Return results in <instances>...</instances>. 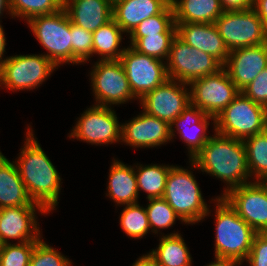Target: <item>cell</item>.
<instances>
[{
  "mask_svg": "<svg viewBox=\"0 0 267 266\" xmlns=\"http://www.w3.org/2000/svg\"><path fill=\"white\" fill-rule=\"evenodd\" d=\"M214 133L189 163L191 170L196 168L226 183L223 196L253 179L250 180L244 141Z\"/></svg>",
  "mask_w": 267,
  "mask_h": 266,
  "instance_id": "1",
  "label": "cell"
},
{
  "mask_svg": "<svg viewBox=\"0 0 267 266\" xmlns=\"http://www.w3.org/2000/svg\"><path fill=\"white\" fill-rule=\"evenodd\" d=\"M31 127H27L26 140L15 163L30 198L50 213L59 203L62 179Z\"/></svg>",
  "mask_w": 267,
  "mask_h": 266,
  "instance_id": "2",
  "label": "cell"
},
{
  "mask_svg": "<svg viewBox=\"0 0 267 266\" xmlns=\"http://www.w3.org/2000/svg\"><path fill=\"white\" fill-rule=\"evenodd\" d=\"M212 200L216 202L214 257L229 258L242 264L250 253L256 231L222 196Z\"/></svg>",
  "mask_w": 267,
  "mask_h": 266,
  "instance_id": "3",
  "label": "cell"
},
{
  "mask_svg": "<svg viewBox=\"0 0 267 266\" xmlns=\"http://www.w3.org/2000/svg\"><path fill=\"white\" fill-rule=\"evenodd\" d=\"M163 198L186 225L201 222L211 213L193 171L180 166L170 168Z\"/></svg>",
  "mask_w": 267,
  "mask_h": 266,
  "instance_id": "4",
  "label": "cell"
},
{
  "mask_svg": "<svg viewBox=\"0 0 267 266\" xmlns=\"http://www.w3.org/2000/svg\"><path fill=\"white\" fill-rule=\"evenodd\" d=\"M267 126V108L240 92L215 118V132L244 141L263 132Z\"/></svg>",
  "mask_w": 267,
  "mask_h": 266,
  "instance_id": "5",
  "label": "cell"
},
{
  "mask_svg": "<svg viewBox=\"0 0 267 266\" xmlns=\"http://www.w3.org/2000/svg\"><path fill=\"white\" fill-rule=\"evenodd\" d=\"M27 24L47 50L43 55L57 68L71 64V20L64 7L51 14L33 17Z\"/></svg>",
  "mask_w": 267,
  "mask_h": 266,
  "instance_id": "6",
  "label": "cell"
},
{
  "mask_svg": "<svg viewBox=\"0 0 267 266\" xmlns=\"http://www.w3.org/2000/svg\"><path fill=\"white\" fill-rule=\"evenodd\" d=\"M55 69L58 68L43 53L9 56L0 64V87L30 91L40 87Z\"/></svg>",
  "mask_w": 267,
  "mask_h": 266,
  "instance_id": "7",
  "label": "cell"
},
{
  "mask_svg": "<svg viewBox=\"0 0 267 266\" xmlns=\"http://www.w3.org/2000/svg\"><path fill=\"white\" fill-rule=\"evenodd\" d=\"M166 68L170 79L190 84L193 80L216 74L223 65L212 55L191 47L176 35Z\"/></svg>",
  "mask_w": 267,
  "mask_h": 266,
  "instance_id": "8",
  "label": "cell"
},
{
  "mask_svg": "<svg viewBox=\"0 0 267 266\" xmlns=\"http://www.w3.org/2000/svg\"><path fill=\"white\" fill-rule=\"evenodd\" d=\"M214 24L229 51L267 42V31L253 8L224 11Z\"/></svg>",
  "mask_w": 267,
  "mask_h": 266,
  "instance_id": "9",
  "label": "cell"
},
{
  "mask_svg": "<svg viewBox=\"0 0 267 266\" xmlns=\"http://www.w3.org/2000/svg\"><path fill=\"white\" fill-rule=\"evenodd\" d=\"M90 76L95 105L112 107L137 99L119 60L96 61Z\"/></svg>",
  "mask_w": 267,
  "mask_h": 266,
  "instance_id": "10",
  "label": "cell"
},
{
  "mask_svg": "<svg viewBox=\"0 0 267 266\" xmlns=\"http://www.w3.org/2000/svg\"><path fill=\"white\" fill-rule=\"evenodd\" d=\"M68 137L91 145L121 143L122 123L116 111L108 106L93 104L78 118Z\"/></svg>",
  "mask_w": 267,
  "mask_h": 266,
  "instance_id": "11",
  "label": "cell"
},
{
  "mask_svg": "<svg viewBox=\"0 0 267 266\" xmlns=\"http://www.w3.org/2000/svg\"><path fill=\"white\" fill-rule=\"evenodd\" d=\"M126 47L119 61L133 95L140 101L148 92L169 79L166 61L138 53L131 46Z\"/></svg>",
  "mask_w": 267,
  "mask_h": 266,
  "instance_id": "12",
  "label": "cell"
},
{
  "mask_svg": "<svg viewBox=\"0 0 267 266\" xmlns=\"http://www.w3.org/2000/svg\"><path fill=\"white\" fill-rule=\"evenodd\" d=\"M189 88L191 104L215 118L240 93L224 68L216 74L193 80Z\"/></svg>",
  "mask_w": 267,
  "mask_h": 266,
  "instance_id": "13",
  "label": "cell"
},
{
  "mask_svg": "<svg viewBox=\"0 0 267 266\" xmlns=\"http://www.w3.org/2000/svg\"><path fill=\"white\" fill-rule=\"evenodd\" d=\"M256 233L267 232V184L253 181L222 196Z\"/></svg>",
  "mask_w": 267,
  "mask_h": 266,
  "instance_id": "14",
  "label": "cell"
},
{
  "mask_svg": "<svg viewBox=\"0 0 267 266\" xmlns=\"http://www.w3.org/2000/svg\"><path fill=\"white\" fill-rule=\"evenodd\" d=\"M189 84L167 79L164 83L148 92L139 103L148 115L167 123L178 118L191 104Z\"/></svg>",
  "mask_w": 267,
  "mask_h": 266,
  "instance_id": "15",
  "label": "cell"
},
{
  "mask_svg": "<svg viewBox=\"0 0 267 266\" xmlns=\"http://www.w3.org/2000/svg\"><path fill=\"white\" fill-rule=\"evenodd\" d=\"M37 210L41 215L49 214L43 206L1 208L0 242L2 244H9L11 239L18 240V243L39 241L42 238V234L37 220Z\"/></svg>",
  "mask_w": 267,
  "mask_h": 266,
  "instance_id": "16",
  "label": "cell"
},
{
  "mask_svg": "<svg viewBox=\"0 0 267 266\" xmlns=\"http://www.w3.org/2000/svg\"><path fill=\"white\" fill-rule=\"evenodd\" d=\"M122 124L121 142L134 148H153L172 141L170 124L141 111Z\"/></svg>",
  "mask_w": 267,
  "mask_h": 266,
  "instance_id": "17",
  "label": "cell"
},
{
  "mask_svg": "<svg viewBox=\"0 0 267 266\" xmlns=\"http://www.w3.org/2000/svg\"><path fill=\"white\" fill-rule=\"evenodd\" d=\"M267 67V42L229 51L223 68L241 92Z\"/></svg>",
  "mask_w": 267,
  "mask_h": 266,
  "instance_id": "18",
  "label": "cell"
},
{
  "mask_svg": "<svg viewBox=\"0 0 267 266\" xmlns=\"http://www.w3.org/2000/svg\"><path fill=\"white\" fill-rule=\"evenodd\" d=\"M210 119L211 122L213 121L212 124L214 125L213 127L215 131V117L207 115L198 107L190 104L183 110L178 118L170 123L172 140L174 139V136H176L175 132L177 130L179 137L186 143L189 160H191L212 137L207 135Z\"/></svg>",
  "mask_w": 267,
  "mask_h": 266,
  "instance_id": "19",
  "label": "cell"
},
{
  "mask_svg": "<svg viewBox=\"0 0 267 266\" xmlns=\"http://www.w3.org/2000/svg\"><path fill=\"white\" fill-rule=\"evenodd\" d=\"M177 36L186 44L216 58L222 65L229 50L214 23H175Z\"/></svg>",
  "mask_w": 267,
  "mask_h": 266,
  "instance_id": "20",
  "label": "cell"
},
{
  "mask_svg": "<svg viewBox=\"0 0 267 266\" xmlns=\"http://www.w3.org/2000/svg\"><path fill=\"white\" fill-rule=\"evenodd\" d=\"M71 22L94 32L113 18V6L107 0H63Z\"/></svg>",
  "mask_w": 267,
  "mask_h": 266,
  "instance_id": "21",
  "label": "cell"
},
{
  "mask_svg": "<svg viewBox=\"0 0 267 266\" xmlns=\"http://www.w3.org/2000/svg\"><path fill=\"white\" fill-rule=\"evenodd\" d=\"M171 0H122L113 6V19L130 35L145 19L160 14Z\"/></svg>",
  "mask_w": 267,
  "mask_h": 266,
  "instance_id": "22",
  "label": "cell"
},
{
  "mask_svg": "<svg viewBox=\"0 0 267 266\" xmlns=\"http://www.w3.org/2000/svg\"><path fill=\"white\" fill-rule=\"evenodd\" d=\"M16 206H41L30 198L15 161L0 152V209Z\"/></svg>",
  "mask_w": 267,
  "mask_h": 266,
  "instance_id": "23",
  "label": "cell"
},
{
  "mask_svg": "<svg viewBox=\"0 0 267 266\" xmlns=\"http://www.w3.org/2000/svg\"><path fill=\"white\" fill-rule=\"evenodd\" d=\"M106 196L116 203L124 206L138 202L137 177L134 167L124 164L120 160L112 159L109 169V179Z\"/></svg>",
  "mask_w": 267,
  "mask_h": 266,
  "instance_id": "24",
  "label": "cell"
},
{
  "mask_svg": "<svg viewBox=\"0 0 267 266\" xmlns=\"http://www.w3.org/2000/svg\"><path fill=\"white\" fill-rule=\"evenodd\" d=\"M175 23H214L224 12L220 0H171Z\"/></svg>",
  "mask_w": 267,
  "mask_h": 266,
  "instance_id": "25",
  "label": "cell"
},
{
  "mask_svg": "<svg viewBox=\"0 0 267 266\" xmlns=\"http://www.w3.org/2000/svg\"><path fill=\"white\" fill-rule=\"evenodd\" d=\"M159 245L147 253L156 266H192V257L181 233L162 235Z\"/></svg>",
  "mask_w": 267,
  "mask_h": 266,
  "instance_id": "26",
  "label": "cell"
},
{
  "mask_svg": "<svg viewBox=\"0 0 267 266\" xmlns=\"http://www.w3.org/2000/svg\"><path fill=\"white\" fill-rule=\"evenodd\" d=\"M93 33V56H100V61L119 60L125 47L120 48L123 30L112 18Z\"/></svg>",
  "mask_w": 267,
  "mask_h": 266,
  "instance_id": "27",
  "label": "cell"
},
{
  "mask_svg": "<svg viewBox=\"0 0 267 266\" xmlns=\"http://www.w3.org/2000/svg\"><path fill=\"white\" fill-rule=\"evenodd\" d=\"M173 165L163 164H136L135 173L137 177L138 192L142 190L149 198H163L165 185L169 170Z\"/></svg>",
  "mask_w": 267,
  "mask_h": 266,
  "instance_id": "28",
  "label": "cell"
},
{
  "mask_svg": "<svg viewBox=\"0 0 267 266\" xmlns=\"http://www.w3.org/2000/svg\"><path fill=\"white\" fill-rule=\"evenodd\" d=\"M244 144L251 178L264 182L267 179V130L245 139Z\"/></svg>",
  "mask_w": 267,
  "mask_h": 266,
  "instance_id": "29",
  "label": "cell"
},
{
  "mask_svg": "<svg viewBox=\"0 0 267 266\" xmlns=\"http://www.w3.org/2000/svg\"><path fill=\"white\" fill-rule=\"evenodd\" d=\"M120 213V227L130 238L141 239L150 232L147 211L138 202L125 205Z\"/></svg>",
  "mask_w": 267,
  "mask_h": 266,
  "instance_id": "30",
  "label": "cell"
},
{
  "mask_svg": "<svg viewBox=\"0 0 267 266\" xmlns=\"http://www.w3.org/2000/svg\"><path fill=\"white\" fill-rule=\"evenodd\" d=\"M177 34H152L145 37H129L130 44L138 53L167 60L171 43Z\"/></svg>",
  "mask_w": 267,
  "mask_h": 266,
  "instance_id": "31",
  "label": "cell"
},
{
  "mask_svg": "<svg viewBox=\"0 0 267 266\" xmlns=\"http://www.w3.org/2000/svg\"><path fill=\"white\" fill-rule=\"evenodd\" d=\"M152 34H177L171 3L160 14L143 20L129 37H145Z\"/></svg>",
  "mask_w": 267,
  "mask_h": 266,
  "instance_id": "32",
  "label": "cell"
},
{
  "mask_svg": "<svg viewBox=\"0 0 267 266\" xmlns=\"http://www.w3.org/2000/svg\"><path fill=\"white\" fill-rule=\"evenodd\" d=\"M148 201L145 209L152 233H161L160 229H168L176 220L185 223L164 198H149Z\"/></svg>",
  "mask_w": 267,
  "mask_h": 266,
  "instance_id": "33",
  "label": "cell"
},
{
  "mask_svg": "<svg viewBox=\"0 0 267 266\" xmlns=\"http://www.w3.org/2000/svg\"><path fill=\"white\" fill-rule=\"evenodd\" d=\"M12 18L28 22L36 16L51 14L63 7V0H9Z\"/></svg>",
  "mask_w": 267,
  "mask_h": 266,
  "instance_id": "34",
  "label": "cell"
},
{
  "mask_svg": "<svg viewBox=\"0 0 267 266\" xmlns=\"http://www.w3.org/2000/svg\"><path fill=\"white\" fill-rule=\"evenodd\" d=\"M71 64H85L93 56V33L71 22Z\"/></svg>",
  "mask_w": 267,
  "mask_h": 266,
  "instance_id": "35",
  "label": "cell"
},
{
  "mask_svg": "<svg viewBox=\"0 0 267 266\" xmlns=\"http://www.w3.org/2000/svg\"><path fill=\"white\" fill-rule=\"evenodd\" d=\"M38 241L3 244L0 266H29L32 251Z\"/></svg>",
  "mask_w": 267,
  "mask_h": 266,
  "instance_id": "36",
  "label": "cell"
},
{
  "mask_svg": "<svg viewBox=\"0 0 267 266\" xmlns=\"http://www.w3.org/2000/svg\"><path fill=\"white\" fill-rule=\"evenodd\" d=\"M66 257L41 238L32 251L29 266H71V260Z\"/></svg>",
  "mask_w": 267,
  "mask_h": 266,
  "instance_id": "37",
  "label": "cell"
},
{
  "mask_svg": "<svg viewBox=\"0 0 267 266\" xmlns=\"http://www.w3.org/2000/svg\"><path fill=\"white\" fill-rule=\"evenodd\" d=\"M241 92L253 102L267 108V67Z\"/></svg>",
  "mask_w": 267,
  "mask_h": 266,
  "instance_id": "38",
  "label": "cell"
},
{
  "mask_svg": "<svg viewBox=\"0 0 267 266\" xmlns=\"http://www.w3.org/2000/svg\"><path fill=\"white\" fill-rule=\"evenodd\" d=\"M246 262L249 266H267V232L255 234Z\"/></svg>",
  "mask_w": 267,
  "mask_h": 266,
  "instance_id": "39",
  "label": "cell"
},
{
  "mask_svg": "<svg viewBox=\"0 0 267 266\" xmlns=\"http://www.w3.org/2000/svg\"><path fill=\"white\" fill-rule=\"evenodd\" d=\"M224 11L247 10L253 7V0H220Z\"/></svg>",
  "mask_w": 267,
  "mask_h": 266,
  "instance_id": "40",
  "label": "cell"
},
{
  "mask_svg": "<svg viewBox=\"0 0 267 266\" xmlns=\"http://www.w3.org/2000/svg\"><path fill=\"white\" fill-rule=\"evenodd\" d=\"M253 10L263 22L267 31V0H253Z\"/></svg>",
  "mask_w": 267,
  "mask_h": 266,
  "instance_id": "41",
  "label": "cell"
},
{
  "mask_svg": "<svg viewBox=\"0 0 267 266\" xmlns=\"http://www.w3.org/2000/svg\"><path fill=\"white\" fill-rule=\"evenodd\" d=\"M215 261L205 265V266H241V264L233 259L214 257Z\"/></svg>",
  "mask_w": 267,
  "mask_h": 266,
  "instance_id": "42",
  "label": "cell"
},
{
  "mask_svg": "<svg viewBox=\"0 0 267 266\" xmlns=\"http://www.w3.org/2000/svg\"><path fill=\"white\" fill-rule=\"evenodd\" d=\"M132 266H156V264L148 254H145L139 257Z\"/></svg>",
  "mask_w": 267,
  "mask_h": 266,
  "instance_id": "43",
  "label": "cell"
},
{
  "mask_svg": "<svg viewBox=\"0 0 267 266\" xmlns=\"http://www.w3.org/2000/svg\"><path fill=\"white\" fill-rule=\"evenodd\" d=\"M6 37H5V32L3 30V27L1 25V21H0V64L6 59V57L4 58V52L5 51V46H6Z\"/></svg>",
  "mask_w": 267,
  "mask_h": 266,
  "instance_id": "44",
  "label": "cell"
},
{
  "mask_svg": "<svg viewBox=\"0 0 267 266\" xmlns=\"http://www.w3.org/2000/svg\"><path fill=\"white\" fill-rule=\"evenodd\" d=\"M4 11H6L8 13L9 16L12 17V11H11V7H10V1L9 0H0V19L1 16H3Z\"/></svg>",
  "mask_w": 267,
  "mask_h": 266,
  "instance_id": "45",
  "label": "cell"
},
{
  "mask_svg": "<svg viewBox=\"0 0 267 266\" xmlns=\"http://www.w3.org/2000/svg\"><path fill=\"white\" fill-rule=\"evenodd\" d=\"M112 6H114L117 2L122 0H107Z\"/></svg>",
  "mask_w": 267,
  "mask_h": 266,
  "instance_id": "46",
  "label": "cell"
},
{
  "mask_svg": "<svg viewBox=\"0 0 267 266\" xmlns=\"http://www.w3.org/2000/svg\"><path fill=\"white\" fill-rule=\"evenodd\" d=\"M2 247H3V244L0 242V255H1Z\"/></svg>",
  "mask_w": 267,
  "mask_h": 266,
  "instance_id": "47",
  "label": "cell"
}]
</instances>
